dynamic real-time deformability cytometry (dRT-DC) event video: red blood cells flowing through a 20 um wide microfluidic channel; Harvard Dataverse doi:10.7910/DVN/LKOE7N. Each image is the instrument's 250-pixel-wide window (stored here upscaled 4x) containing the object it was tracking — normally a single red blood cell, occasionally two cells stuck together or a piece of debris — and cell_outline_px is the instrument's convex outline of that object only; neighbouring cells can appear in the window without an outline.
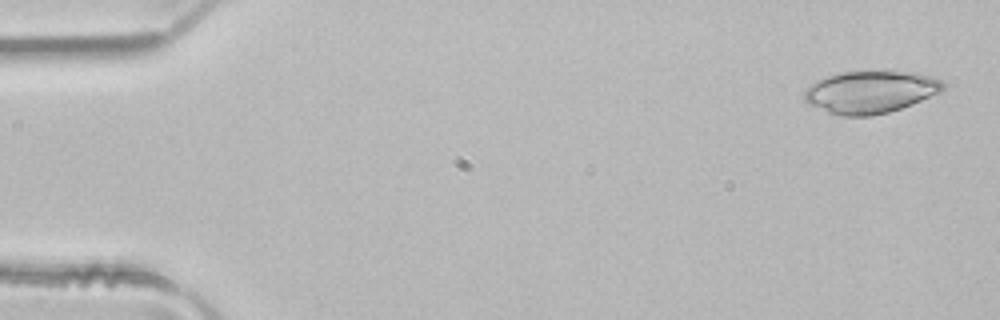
{"species": "common noctule bat (a hibernating species)", "species_latin": "Nyctalus noctula", "temperature_condition": "room temperature", "stored_images_in_passage": 4, "camera_frame_rate_fps": 3000, "um_per_image_px": 0.085, "animal": {"sex": "male", "body_mass_g": 21.5, "forearm_length_mm": 52.0}, "frame": {"image": 1, "passage_image": 1, "time_ms": 0.0, "image_size_px": [1000, 320], "cell_outline_px": [[944, 88], [940, 92], [912, 104], [888, 112], [872, 116], [840, 116], [828, 112], [808, 104], [804, 100], [804, 92], [816, 80], [828, 76], [844, 72], [916, 72], [932, 76], [944, 80]], "centroid_in_image_um": [74.0, 7.83], "position_along_channel_um": 11.0, "area_um2": 34.04}}
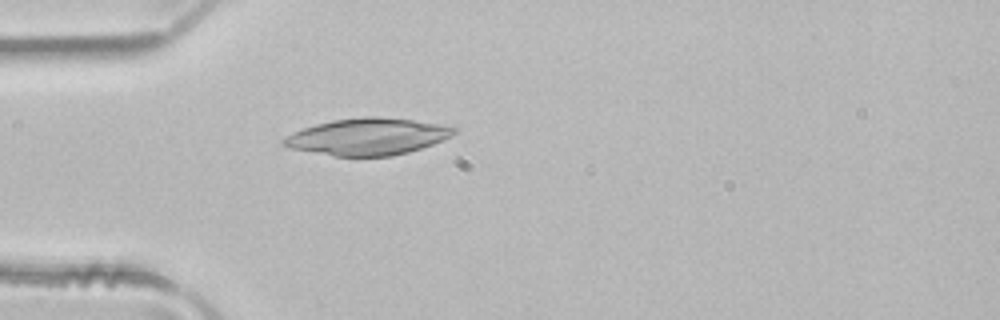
{"frame": {"image": 2, "passage_image": 4, "time_ms": 1.0, "image_size_px": [1000, 320], "cell_outline_px": [[460, 128], [452, 136], [444, 140], [408, 152], [392, 156], [336, 156], [292, 148], [280, 144], [280, 140], [284, 136], [292, 132], [316, 124], [332, 120], [364, 116], [376, 116], [412, 120], [440, 124]], "centroid_in_image_um": [31.25, 11.6], "position_along_channel_um": 53.7, "area_um2": 36.53}}